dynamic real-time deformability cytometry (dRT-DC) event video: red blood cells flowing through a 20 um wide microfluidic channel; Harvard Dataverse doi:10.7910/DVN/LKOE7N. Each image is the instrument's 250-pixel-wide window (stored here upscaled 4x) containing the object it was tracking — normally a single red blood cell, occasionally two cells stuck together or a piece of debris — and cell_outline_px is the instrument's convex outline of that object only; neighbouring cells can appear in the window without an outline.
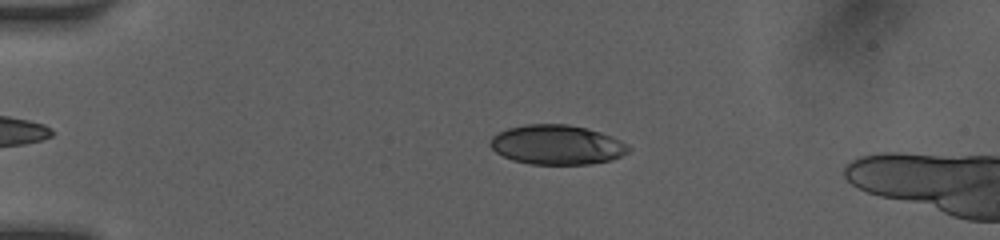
{"species": "human", "species_latin": "Homo sapiens", "temperature_condition": "room temperature", "stored_images_in_passage": 11, "camera_frame_rate_fps": 3000, "um_per_image_px": 0.085, "donor": {"sex": "female"}, "frame": {"image": 1, "passage_image": 7, "time_ms": 2.0, "image_size_px": [1000, 240], "cell_outline_px": [[632, 148], [628, 152], [612, 160], [592, 164], [532, 164], [512, 160], [496, 152], [488, 144], [492, 136], [508, 128], [524, 124], [568, 124], [600, 132], [620, 140], [628, 144]], "centroid_in_image_um": [47.34, 12.31], "position_along_channel_um": 37.7, "area_um2": 31.91}}